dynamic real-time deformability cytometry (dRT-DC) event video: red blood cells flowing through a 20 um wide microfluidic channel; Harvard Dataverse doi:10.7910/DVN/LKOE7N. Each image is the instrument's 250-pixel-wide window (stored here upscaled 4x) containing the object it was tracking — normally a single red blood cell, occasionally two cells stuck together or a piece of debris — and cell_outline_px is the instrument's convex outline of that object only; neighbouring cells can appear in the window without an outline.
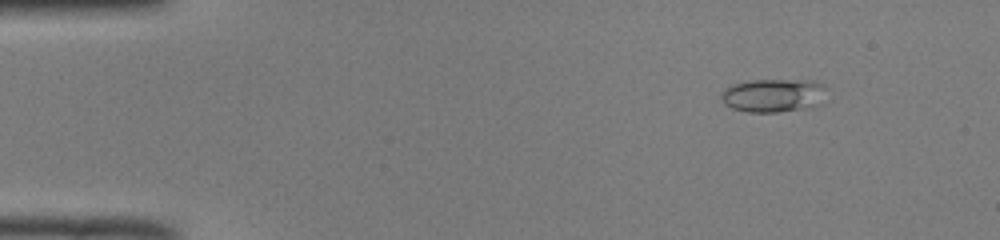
{"species": "common noctule bat (a hibernating species)", "species_latin": "Nyctalus noctula", "temperature_condition": "room temperature", "stored_images_in_passage": 51, "camera_frame_rate_fps": 3000, "um_per_image_px": 0.085, "animal": {"sex": "male", "body_mass_g": 19.0, "forearm_length_mm": 50.8}, "frame": {"image": 1, "passage_image": 6, "time_ms": 1.667, "image_size_px": [1000, 240], "cell_outline_px": [[824, 88], [796, 108], [776, 112], [748, 112], [732, 108], [724, 104], [720, 96], [728, 88], [736, 84], [752, 80], [812, 80], [824, 84]], "centroid_in_image_um": [65.46, 8.07], "position_along_channel_um": 19.5, "area_um2": 18.55}}
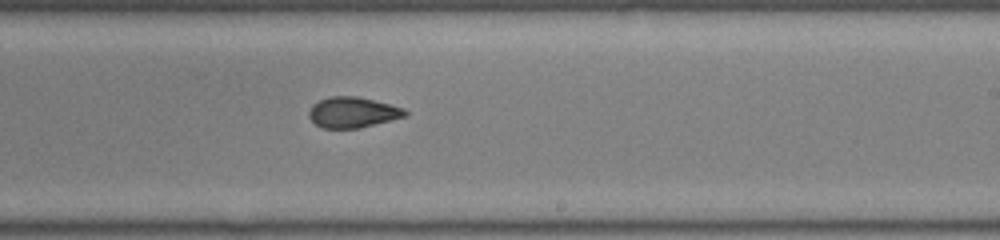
{"frame": {"image": 2, "passage_image": 31, "time_ms": 10.0, "image_size_px": [1000, 240], "cell_outline_px": [[408, 112], [404, 116], [392, 120], [356, 128], [320, 128], [308, 116], [308, 112], [312, 104], [328, 96], [356, 96], [404, 108]], "centroid_in_image_um": [29.93, 9.54], "position_along_channel_um": 259.1, "area_um2": 16.99}}
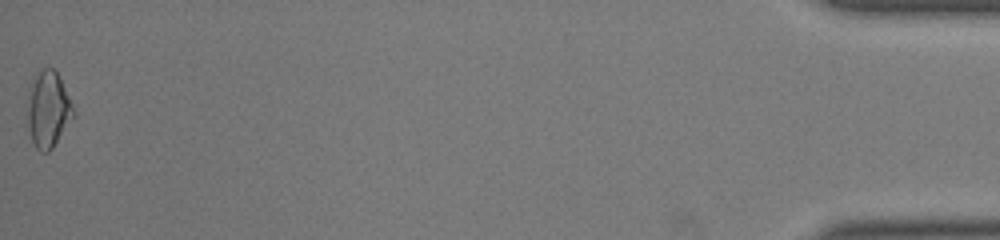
{"frame": {"image": 3, "passage_image": 51, "time_ms": 16.667, "image_size_px": [1000, 240], "cell_outline_px": [[72, 116], [52, 148], [48, 152], [40, 152], [36, 148], [32, 140], [28, 124], [28, 112], [32, 84], [36, 76], [44, 68], [52, 68], [56, 72], [72, 104]], "centroid_in_image_um": [4.08, 9.34], "position_along_channel_um": 431.1, "area_um2": 19.07}, "authors_computed_cell_mechanics": {"area_um2": 18.0914, "velocity_mm_per_s": 4.0097, "shape_relaxation_time_tau1_ms": null, "shape_relaxation_time_tau2_ms": 2.2429, "deformation_change_tau1": null, "deformation_change_tau2": 0.0848}}